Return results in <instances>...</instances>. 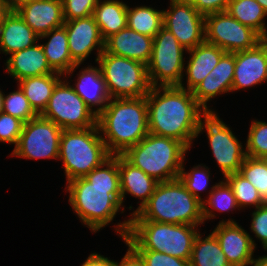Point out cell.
I'll return each instance as SVG.
<instances>
[{
  "label": "cell",
  "mask_w": 267,
  "mask_h": 266,
  "mask_svg": "<svg viewBox=\"0 0 267 266\" xmlns=\"http://www.w3.org/2000/svg\"><path fill=\"white\" fill-rule=\"evenodd\" d=\"M67 184L66 191L74 212L91 231H99L114 219L122 206L119 155H112L85 177Z\"/></svg>",
  "instance_id": "cell-1"
},
{
  "label": "cell",
  "mask_w": 267,
  "mask_h": 266,
  "mask_svg": "<svg viewBox=\"0 0 267 266\" xmlns=\"http://www.w3.org/2000/svg\"><path fill=\"white\" fill-rule=\"evenodd\" d=\"M146 101L149 133L178 140L190 148L198 137L202 117L208 113L193 93L184 84L151 87Z\"/></svg>",
  "instance_id": "cell-2"
},
{
  "label": "cell",
  "mask_w": 267,
  "mask_h": 266,
  "mask_svg": "<svg viewBox=\"0 0 267 266\" xmlns=\"http://www.w3.org/2000/svg\"><path fill=\"white\" fill-rule=\"evenodd\" d=\"M97 125L109 153L122 155L149 133L146 96L111 98L97 116Z\"/></svg>",
  "instance_id": "cell-3"
},
{
  "label": "cell",
  "mask_w": 267,
  "mask_h": 266,
  "mask_svg": "<svg viewBox=\"0 0 267 266\" xmlns=\"http://www.w3.org/2000/svg\"><path fill=\"white\" fill-rule=\"evenodd\" d=\"M197 226L168 224L150 220H127L115 230L133 250L163 252L179 259L190 260Z\"/></svg>",
  "instance_id": "cell-4"
},
{
  "label": "cell",
  "mask_w": 267,
  "mask_h": 266,
  "mask_svg": "<svg viewBox=\"0 0 267 266\" xmlns=\"http://www.w3.org/2000/svg\"><path fill=\"white\" fill-rule=\"evenodd\" d=\"M131 217L129 220L194 226L204 222L202 202L195 198L179 179L158 182L149 201Z\"/></svg>",
  "instance_id": "cell-5"
},
{
  "label": "cell",
  "mask_w": 267,
  "mask_h": 266,
  "mask_svg": "<svg viewBox=\"0 0 267 266\" xmlns=\"http://www.w3.org/2000/svg\"><path fill=\"white\" fill-rule=\"evenodd\" d=\"M188 150L178 140L148 133L122 156L157 182H168L178 179Z\"/></svg>",
  "instance_id": "cell-6"
},
{
  "label": "cell",
  "mask_w": 267,
  "mask_h": 266,
  "mask_svg": "<svg viewBox=\"0 0 267 266\" xmlns=\"http://www.w3.org/2000/svg\"><path fill=\"white\" fill-rule=\"evenodd\" d=\"M99 134L98 125L87 129L63 130L59 159L63 161L67 182L85 177L112 156Z\"/></svg>",
  "instance_id": "cell-7"
},
{
  "label": "cell",
  "mask_w": 267,
  "mask_h": 266,
  "mask_svg": "<svg viewBox=\"0 0 267 266\" xmlns=\"http://www.w3.org/2000/svg\"><path fill=\"white\" fill-rule=\"evenodd\" d=\"M108 93L114 98L145 97L151 85L147 65L125 57L102 52L97 60Z\"/></svg>",
  "instance_id": "cell-8"
},
{
  "label": "cell",
  "mask_w": 267,
  "mask_h": 266,
  "mask_svg": "<svg viewBox=\"0 0 267 266\" xmlns=\"http://www.w3.org/2000/svg\"><path fill=\"white\" fill-rule=\"evenodd\" d=\"M184 50L187 51L168 29L165 27L160 29L153 38L152 56L147 65L151 87L180 86L182 84Z\"/></svg>",
  "instance_id": "cell-9"
},
{
  "label": "cell",
  "mask_w": 267,
  "mask_h": 266,
  "mask_svg": "<svg viewBox=\"0 0 267 266\" xmlns=\"http://www.w3.org/2000/svg\"><path fill=\"white\" fill-rule=\"evenodd\" d=\"M60 80L41 117L53 121L62 130L87 129L97 125V116L75 92L73 85Z\"/></svg>",
  "instance_id": "cell-10"
},
{
  "label": "cell",
  "mask_w": 267,
  "mask_h": 266,
  "mask_svg": "<svg viewBox=\"0 0 267 266\" xmlns=\"http://www.w3.org/2000/svg\"><path fill=\"white\" fill-rule=\"evenodd\" d=\"M203 118L197 132L206 130L213 157L224 177L238 173L247 157L246 150L215 112H208Z\"/></svg>",
  "instance_id": "cell-11"
},
{
  "label": "cell",
  "mask_w": 267,
  "mask_h": 266,
  "mask_svg": "<svg viewBox=\"0 0 267 266\" xmlns=\"http://www.w3.org/2000/svg\"><path fill=\"white\" fill-rule=\"evenodd\" d=\"M263 40L258 32L241 24L227 11L205 16V41L225 52L252 49Z\"/></svg>",
  "instance_id": "cell-12"
},
{
  "label": "cell",
  "mask_w": 267,
  "mask_h": 266,
  "mask_svg": "<svg viewBox=\"0 0 267 266\" xmlns=\"http://www.w3.org/2000/svg\"><path fill=\"white\" fill-rule=\"evenodd\" d=\"M63 130L53 121L40 115L23 125L18 143L11 156L26 159H59V145Z\"/></svg>",
  "instance_id": "cell-13"
},
{
  "label": "cell",
  "mask_w": 267,
  "mask_h": 266,
  "mask_svg": "<svg viewBox=\"0 0 267 266\" xmlns=\"http://www.w3.org/2000/svg\"><path fill=\"white\" fill-rule=\"evenodd\" d=\"M170 10H163V27L187 50L205 41V17L184 0H171Z\"/></svg>",
  "instance_id": "cell-14"
},
{
  "label": "cell",
  "mask_w": 267,
  "mask_h": 266,
  "mask_svg": "<svg viewBox=\"0 0 267 266\" xmlns=\"http://www.w3.org/2000/svg\"><path fill=\"white\" fill-rule=\"evenodd\" d=\"M227 261L232 266H248L253 258L256 244L253 238L236 221L222 220L213 230Z\"/></svg>",
  "instance_id": "cell-15"
},
{
  "label": "cell",
  "mask_w": 267,
  "mask_h": 266,
  "mask_svg": "<svg viewBox=\"0 0 267 266\" xmlns=\"http://www.w3.org/2000/svg\"><path fill=\"white\" fill-rule=\"evenodd\" d=\"M63 26L67 31L72 60L81 65L91 54V51L97 48L98 53L95 60L97 62L98 57L104 50V40L93 16L65 21Z\"/></svg>",
  "instance_id": "cell-16"
},
{
  "label": "cell",
  "mask_w": 267,
  "mask_h": 266,
  "mask_svg": "<svg viewBox=\"0 0 267 266\" xmlns=\"http://www.w3.org/2000/svg\"><path fill=\"white\" fill-rule=\"evenodd\" d=\"M267 80V40L256 47L235 52L232 92Z\"/></svg>",
  "instance_id": "cell-17"
},
{
  "label": "cell",
  "mask_w": 267,
  "mask_h": 266,
  "mask_svg": "<svg viewBox=\"0 0 267 266\" xmlns=\"http://www.w3.org/2000/svg\"><path fill=\"white\" fill-rule=\"evenodd\" d=\"M15 11L39 36L64 25L62 0H37L20 4Z\"/></svg>",
  "instance_id": "cell-18"
},
{
  "label": "cell",
  "mask_w": 267,
  "mask_h": 266,
  "mask_svg": "<svg viewBox=\"0 0 267 266\" xmlns=\"http://www.w3.org/2000/svg\"><path fill=\"white\" fill-rule=\"evenodd\" d=\"M235 70V52H226L216 67L192 91L197 102L207 111L214 112L207 106V102L218 94L232 92Z\"/></svg>",
  "instance_id": "cell-19"
},
{
  "label": "cell",
  "mask_w": 267,
  "mask_h": 266,
  "mask_svg": "<svg viewBox=\"0 0 267 266\" xmlns=\"http://www.w3.org/2000/svg\"><path fill=\"white\" fill-rule=\"evenodd\" d=\"M152 48V37L126 27L104 41L103 51L148 65Z\"/></svg>",
  "instance_id": "cell-20"
},
{
  "label": "cell",
  "mask_w": 267,
  "mask_h": 266,
  "mask_svg": "<svg viewBox=\"0 0 267 266\" xmlns=\"http://www.w3.org/2000/svg\"><path fill=\"white\" fill-rule=\"evenodd\" d=\"M7 74L18 81L34 76L54 73L49 66L40 44H35L21 51L12 53L6 61Z\"/></svg>",
  "instance_id": "cell-21"
},
{
  "label": "cell",
  "mask_w": 267,
  "mask_h": 266,
  "mask_svg": "<svg viewBox=\"0 0 267 266\" xmlns=\"http://www.w3.org/2000/svg\"><path fill=\"white\" fill-rule=\"evenodd\" d=\"M119 175L121 205L127 193L142 200L136 211L130 214L131 216L135 215L149 201L158 182L141 169L129 163L122 155H119Z\"/></svg>",
  "instance_id": "cell-22"
},
{
  "label": "cell",
  "mask_w": 267,
  "mask_h": 266,
  "mask_svg": "<svg viewBox=\"0 0 267 266\" xmlns=\"http://www.w3.org/2000/svg\"><path fill=\"white\" fill-rule=\"evenodd\" d=\"M37 40H40L39 35L25 23L15 10H10L0 27V51L11 55L35 45Z\"/></svg>",
  "instance_id": "cell-23"
},
{
  "label": "cell",
  "mask_w": 267,
  "mask_h": 266,
  "mask_svg": "<svg viewBox=\"0 0 267 266\" xmlns=\"http://www.w3.org/2000/svg\"><path fill=\"white\" fill-rule=\"evenodd\" d=\"M78 75L77 84L73 86L75 92L83 99L87 107L98 116L107 106L111 99L101 67L88 66ZM100 106L96 110L92 107Z\"/></svg>",
  "instance_id": "cell-24"
},
{
  "label": "cell",
  "mask_w": 267,
  "mask_h": 266,
  "mask_svg": "<svg viewBox=\"0 0 267 266\" xmlns=\"http://www.w3.org/2000/svg\"><path fill=\"white\" fill-rule=\"evenodd\" d=\"M190 54L188 65L185 67L187 75V89L193 91L202 80L216 67L220 58L226 53L218 46L206 41L195 48L187 50Z\"/></svg>",
  "instance_id": "cell-25"
},
{
  "label": "cell",
  "mask_w": 267,
  "mask_h": 266,
  "mask_svg": "<svg viewBox=\"0 0 267 266\" xmlns=\"http://www.w3.org/2000/svg\"><path fill=\"white\" fill-rule=\"evenodd\" d=\"M50 38L47 43L40 44L46 55L49 66L62 75L72 74L79 64H76L71 56L68 46L67 31L64 26L52 29L48 33L39 36V39Z\"/></svg>",
  "instance_id": "cell-26"
},
{
  "label": "cell",
  "mask_w": 267,
  "mask_h": 266,
  "mask_svg": "<svg viewBox=\"0 0 267 266\" xmlns=\"http://www.w3.org/2000/svg\"><path fill=\"white\" fill-rule=\"evenodd\" d=\"M127 7L120 0H98L92 16L104 41L127 27Z\"/></svg>",
  "instance_id": "cell-27"
},
{
  "label": "cell",
  "mask_w": 267,
  "mask_h": 266,
  "mask_svg": "<svg viewBox=\"0 0 267 266\" xmlns=\"http://www.w3.org/2000/svg\"><path fill=\"white\" fill-rule=\"evenodd\" d=\"M61 76L62 74L54 72L47 75L27 77L19 81L18 86L23 90L29 104L38 115L46 108L54 88L61 80Z\"/></svg>",
  "instance_id": "cell-28"
},
{
  "label": "cell",
  "mask_w": 267,
  "mask_h": 266,
  "mask_svg": "<svg viewBox=\"0 0 267 266\" xmlns=\"http://www.w3.org/2000/svg\"><path fill=\"white\" fill-rule=\"evenodd\" d=\"M190 266L232 265L227 261L216 236L212 232L204 239H202L201 234H197L192 248Z\"/></svg>",
  "instance_id": "cell-29"
},
{
  "label": "cell",
  "mask_w": 267,
  "mask_h": 266,
  "mask_svg": "<svg viewBox=\"0 0 267 266\" xmlns=\"http://www.w3.org/2000/svg\"><path fill=\"white\" fill-rule=\"evenodd\" d=\"M226 11L267 40V28L264 23L267 13L256 0H231Z\"/></svg>",
  "instance_id": "cell-30"
},
{
  "label": "cell",
  "mask_w": 267,
  "mask_h": 266,
  "mask_svg": "<svg viewBox=\"0 0 267 266\" xmlns=\"http://www.w3.org/2000/svg\"><path fill=\"white\" fill-rule=\"evenodd\" d=\"M127 27L143 35L154 38L163 27V10L140 6L127 7Z\"/></svg>",
  "instance_id": "cell-31"
},
{
  "label": "cell",
  "mask_w": 267,
  "mask_h": 266,
  "mask_svg": "<svg viewBox=\"0 0 267 266\" xmlns=\"http://www.w3.org/2000/svg\"><path fill=\"white\" fill-rule=\"evenodd\" d=\"M207 198V200H203L202 202V213L204 220L210 218L213 219V217L216 216L212 212V208L215 211L218 210L219 212H225L231 209L239 208L232 188L226 180L220 181L219 183L215 184V186H212ZM207 204L211 207V209L207 207Z\"/></svg>",
  "instance_id": "cell-32"
},
{
  "label": "cell",
  "mask_w": 267,
  "mask_h": 266,
  "mask_svg": "<svg viewBox=\"0 0 267 266\" xmlns=\"http://www.w3.org/2000/svg\"><path fill=\"white\" fill-rule=\"evenodd\" d=\"M257 189L267 204V159L247 156L238 172Z\"/></svg>",
  "instance_id": "cell-33"
},
{
  "label": "cell",
  "mask_w": 267,
  "mask_h": 266,
  "mask_svg": "<svg viewBox=\"0 0 267 266\" xmlns=\"http://www.w3.org/2000/svg\"><path fill=\"white\" fill-rule=\"evenodd\" d=\"M225 180L232 188L239 208L254 205L256 208L263 205L257 189L239 173L225 176Z\"/></svg>",
  "instance_id": "cell-34"
},
{
  "label": "cell",
  "mask_w": 267,
  "mask_h": 266,
  "mask_svg": "<svg viewBox=\"0 0 267 266\" xmlns=\"http://www.w3.org/2000/svg\"><path fill=\"white\" fill-rule=\"evenodd\" d=\"M2 112L16 117L24 123L38 116L20 86L17 91L11 92L7 96L4 95Z\"/></svg>",
  "instance_id": "cell-35"
},
{
  "label": "cell",
  "mask_w": 267,
  "mask_h": 266,
  "mask_svg": "<svg viewBox=\"0 0 267 266\" xmlns=\"http://www.w3.org/2000/svg\"><path fill=\"white\" fill-rule=\"evenodd\" d=\"M246 155L267 159V123L253 121L246 142Z\"/></svg>",
  "instance_id": "cell-36"
},
{
  "label": "cell",
  "mask_w": 267,
  "mask_h": 266,
  "mask_svg": "<svg viewBox=\"0 0 267 266\" xmlns=\"http://www.w3.org/2000/svg\"><path fill=\"white\" fill-rule=\"evenodd\" d=\"M190 172H185L182 164L181 172L178 179L185 186V188L199 201L203 202L199 192L205 190L209 183L210 171L205 165H198L191 168Z\"/></svg>",
  "instance_id": "cell-37"
},
{
  "label": "cell",
  "mask_w": 267,
  "mask_h": 266,
  "mask_svg": "<svg viewBox=\"0 0 267 266\" xmlns=\"http://www.w3.org/2000/svg\"><path fill=\"white\" fill-rule=\"evenodd\" d=\"M98 0H62L64 21L92 16Z\"/></svg>",
  "instance_id": "cell-38"
},
{
  "label": "cell",
  "mask_w": 267,
  "mask_h": 266,
  "mask_svg": "<svg viewBox=\"0 0 267 266\" xmlns=\"http://www.w3.org/2000/svg\"><path fill=\"white\" fill-rule=\"evenodd\" d=\"M24 122L4 112H0V142L18 143Z\"/></svg>",
  "instance_id": "cell-39"
},
{
  "label": "cell",
  "mask_w": 267,
  "mask_h": 266,
  "mask_svg": "<svg viewBox=\"0 0 267 266\" xmlns=\"http://www.w3.org/2000/svg\"><path fill=\"white\" fill-rule=\"evenodd\" d=\"M145 266H190V260L179 259L163 252L134 250Z\"/></svg>",
  "instance_id": "cell-40"
},
{
  "label": "cell",
  "mask_w": 267,
  "mask_h": 266,
  "mask_svg": "<svg viewBox=\"0 0 267 266\" xmlns=\"http://www.w3.org/2000/svg\"><path fill=\"white\" fill-rule=\"evenodd\" d=\"M251 230L258 238L263 248L267 249V204H263L256 208L252 213Z\"/></svg>",
  "instance_id": "cell-41"
},
{
  "label": "cell",
  "mask_w": 267,
  "mask_h": 266,
  "mask_svg": "<svg viewBox=\"0 0 267 266\" xmlns=\"http://www.w3.org/2000/svg\"><path fill=\"white\" fill-rule=\"evenodd\" d=\"M190 2L204 17L227 10L231 0H184Z\"/></svg>",
  "instance_id": "cell-42"
},
{
  "label": "cell",
  "mask_w": 267,
  "mask_h": 266,
  "mask_svg": "<svg viewBox=\"0 0 267 266\" xmlns=\"http://www.w3.org/2000/svg\"><path fill=\"white\" fill-rule=\"evenodd\" d=\"M121 262H115V266H145L141 257L129 246Z\"/></svg>",
  "instance_id": "cell-43"
},
{
  "label": "cell",
  "mask_w": 267,
  "mask_h": 266,
  "mask_svg": "<svg viewBox=\"0 0 267 266\" xmlns=\"http://www.w3.org/2000/svg\"><path fill=\"white\" fill-rule=\"evenodd\" d=\"M82 266H115V261L95 252L89 255Z\"/></svg>",
  "instance_id": "cell-44"
},
{
  "label": "cell",
  "mask_w": 267,
  "mask_h": 266,
  "mask_svg": "<svg viewBox=\"0 0 267 266\" xmlns=\"http://www.w3.org/2000/svg\"><path fill=\"white\" fill-rule=\"evenodd\" d=\"M11 10L10 4L8 0H0V27L2 25L4 17Z\"/></svg>",
  "instance_id": "cell-45"
},
{
  "label": "cell",
  "mask_w": 267,
  "mask_h": 266,
  "mask_svg": "<svg viewBox=\"0 0 267 266\" xmlns=\"http://www.w3.org/2000/svg\"><path fill=\"white\" fill-rule=\"evenodd\" d=\"M11 10H15L20 4L31 2V1H37V0H8Z\"/></svg>",
  "instance_id": "cell-46"
},
{
  "label": "cell",
  "mask_w": 267,
  "mask_h": 266,
  "mask_svg": "<svg viewBox=\"0 0 267 266\" xmlns=\"http://www.w3.org/2000/svg\"><path fill=\"white\" fill-rule=\"evenodd\" d=\"M251 265L253 266H267V255L261 256L258 259H255Z\"/></svg>",
  "instance_id": "cell-47"
},
{
  "label": "cell",
  "mask_w": 267,
  "mask_h": 266,
  "mask_svg": "<svg viewBox=\"0 0 267 266\" xmlns=\"http://www.w3.org/2000/svg\"><path fill=\"white\" fill-rule=\"evenodd\" d=\"M267 13V0H256Z\"/></svg>",
  "instance_id": "cell-48"
},
{
  "label": "cell",
  "mask_w": 267,
  "mask_h": 266,
  "mask_svg": "<svg viewBox=\"0 0 267 266\" xmlns=\"http://www.w3.org/2000/svg\"><path fill=\"white\" fill-rule=\"evenodd\" d=\"M3 98H4V94L0 90V112H2V108H3Z\"/></svg>",
  "instance_id": "cell-49"
}]
</instances>
